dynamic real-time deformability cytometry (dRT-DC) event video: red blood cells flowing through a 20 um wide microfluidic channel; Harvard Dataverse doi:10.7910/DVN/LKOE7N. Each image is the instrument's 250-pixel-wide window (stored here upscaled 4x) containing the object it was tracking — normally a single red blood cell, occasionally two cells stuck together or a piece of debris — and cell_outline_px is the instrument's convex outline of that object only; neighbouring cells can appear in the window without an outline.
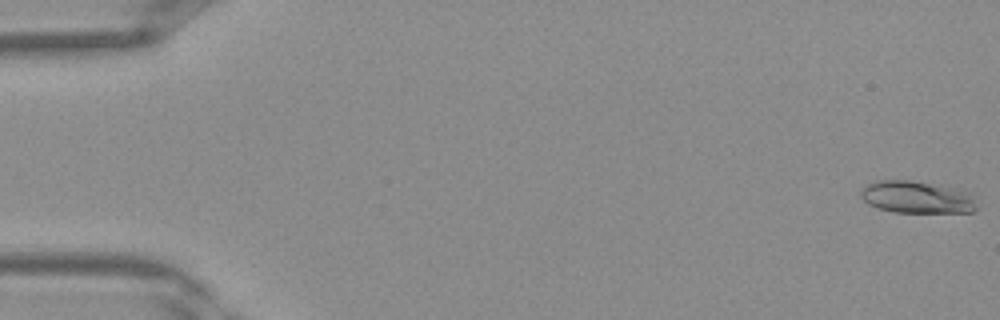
{"species": "Egyptian fruit bat (a non-hibernating species)", "species_latin": "Rousettus aegyptiacus", "temperature_condition": "warm", "stored_images_in_passage": 40, "camera_frame_rate_fps": 3000, "um_per_image_px": 0.085, "frame": {"image": 1, "passage_image": 1, "time_ms": 0.0, "image_size_px": [1000, 320], "cell_outline_px": [[980, 208], [972, 212], [892, 212], [868, 204], [860, 196], [860, 192], [868, 184], [876, 180], [912, 180], [940, 184], [964, 188], [972, 196]], "centroid_in_image_um": [78.01, 16.74], "position_along_channel_um": 7.0, "area_um2": 22.25}}
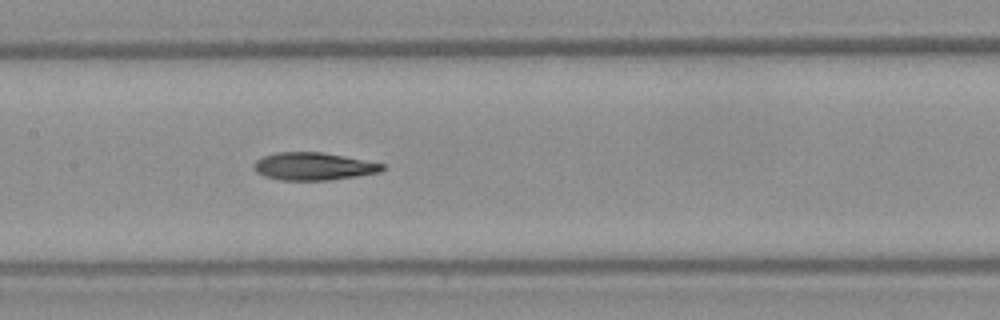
{"frame": {"image": 2, "passage_image": 20, "time_ms": 6.333, "image_size_px": [1000, 320], "cell_outline_px": [[384, 168], [380, 172], [356, 176], [328, 180], [280, 180], [264, 176], [256, 172], [252, 168], [252, 164], [256, 160], [264, 156], [276, 152], [320, 152], [384, 164]], "centroid_in_image_um": [26.57, 14.14], "position_along_channel_um": 180.8, "area_um2": 20.52}}
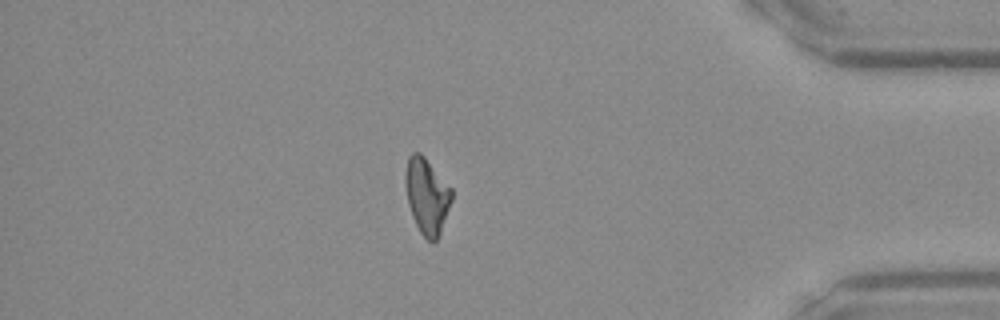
{"frame": {"image": 3, "passage_image": 35, "time_ms": 11.333, "image_size_px": [1000, 320], "cell_outline_px": [[452, 200], [440, 232], [436, 240], [432, 244], [420, 232], [412, 216], [408, 204], [404, 180], [404, 176], [408, 156], [412, 152], [420, 152], [424, 156], [452, 188]], "centroid_in_image_um": [36.27, 16.63], "position_along_channel_um": 398.9, "area_um2": 20.46}}